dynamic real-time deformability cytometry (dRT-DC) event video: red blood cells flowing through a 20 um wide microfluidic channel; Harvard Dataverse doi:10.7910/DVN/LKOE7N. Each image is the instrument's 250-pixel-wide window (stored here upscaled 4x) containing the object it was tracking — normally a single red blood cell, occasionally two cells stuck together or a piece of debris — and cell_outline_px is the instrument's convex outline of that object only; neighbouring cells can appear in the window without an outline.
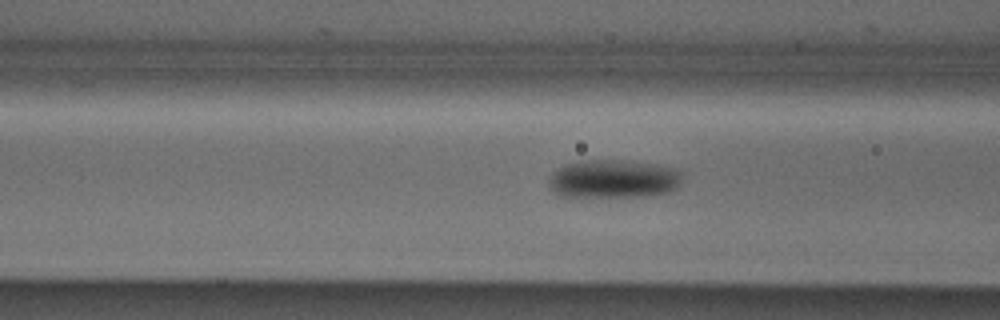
{"species": "Egyptian fruit bat (a non-hibernating species)", "species_latin": "Rousettus aegyptiacus", "temperature_condition": "cold", "stored_images_in_passage": 9, "camera_frame_rate_fps": 3000, "um_per_image_px": 0.085, "animal": {"sex": "male"}, "frame": {"image": 1, "passage_image": 7, "time_ms": 2.0, "image_size_px": [1000, 320], "cell_outline_px": [[680, 184], [676, 188], [668, 192], [648, 196], [560, 196], [552, 188], [552, 176], [564, 164], [580, 160], [624, 160], [656, 164], [676, 168], [680, 172]], "centroid_in_image_um": [52.22, 15.19], "position_along_channel_um": 114.4, "area_um2": 29.42}}